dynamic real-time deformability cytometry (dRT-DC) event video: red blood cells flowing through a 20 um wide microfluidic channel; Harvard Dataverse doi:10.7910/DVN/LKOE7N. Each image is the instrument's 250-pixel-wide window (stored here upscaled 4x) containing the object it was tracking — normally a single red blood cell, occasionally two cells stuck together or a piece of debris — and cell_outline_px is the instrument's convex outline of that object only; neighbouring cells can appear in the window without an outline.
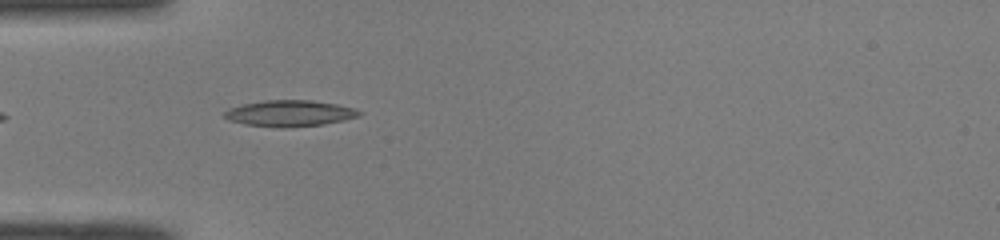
{"species": "common noctule bat (a hibernating species)", "species_latin": "Nyctalus noctula", "temperature_condition": "room temperature", "stored_images_in_passage": 34, "camera_frame_rate_fps": 3000, "um_per_image_px": 0.085, "animal": {"sex": "male", "body_mass_g": 19.0, "forearm_length_mm": 50.8}, "frame": {"image": 1, "passage_image": 1, "time_ms": 0.0, "image_size_px": [1000, 240], "cell_outline_px": [[364, 112], [360, 116], [344, 120], [324, 124], [284, 128], [280, 128], [244, 124], [228, 120], [224, 116], [224, 112], [228, 108], [244, 104], [264, 100], [312, 100], [336, 104], [356, 108]], "centroid_in_image_um": [24.65, 9.63], "position_along_channel_um": 60.4, "area_um2": 20.75}}
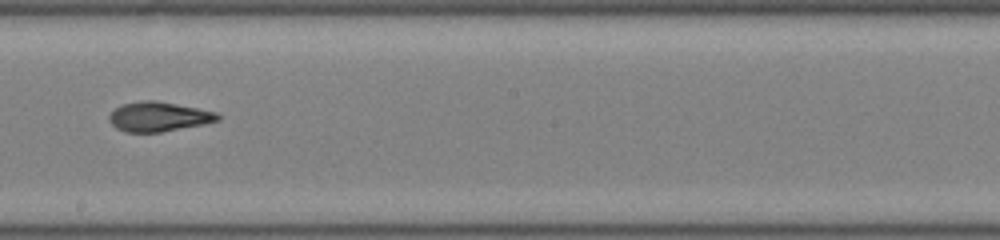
{"frame": {"image": 2, "passage_image": 14, "time_ms": 4.333, "image_size_px": [1000, 240], "cell_outline_px": [[220, 120], [204, 124], [160, 132], [124, 132], [116, 128], [108, 120], [108, 116], [116, 108], [124, 104], [144, 100], [156, 100], [216, 112], [220, 116]], "centroid_in_image_um": [13.47, 9.92], "position_along_channel_um": 234.7, "area_um2": 18.55}}
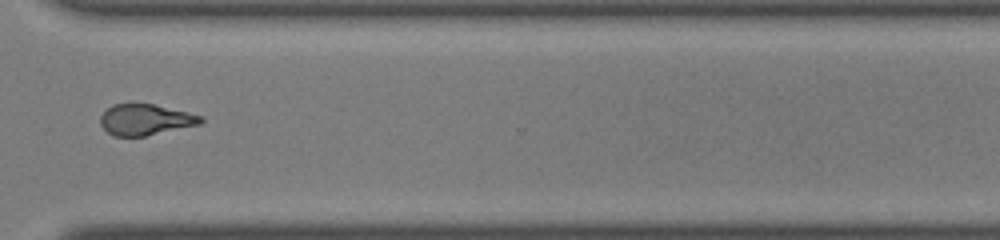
{"frame": {"image": 3, "passage_image": 23, "time_ms": 7.333, "image_size_px": [1000, 240], "cell_outline_px": [[204, 120], [200, 124], [144, 136], [112, 136], [100, 124], [100, 116], [112, 104], [152, 104], [188, 112], [204, 116]], "centroid_in_image_um": [12.36, 10.17], "position_along_channel_um": 358.2, "area_um2": 17.98}, "authors_computed_cell_mechanics": {"area_um2": 18.8428, "velocity_mm_per_s": 4.0948, "shape_relaxation_time_tau1_ms": 4.8226, "shape_relaxation_time_tau2_ms": 2.1491, "deformation_change_tau1": 0.1777, "deformation_change_tau2": 0.0986}}